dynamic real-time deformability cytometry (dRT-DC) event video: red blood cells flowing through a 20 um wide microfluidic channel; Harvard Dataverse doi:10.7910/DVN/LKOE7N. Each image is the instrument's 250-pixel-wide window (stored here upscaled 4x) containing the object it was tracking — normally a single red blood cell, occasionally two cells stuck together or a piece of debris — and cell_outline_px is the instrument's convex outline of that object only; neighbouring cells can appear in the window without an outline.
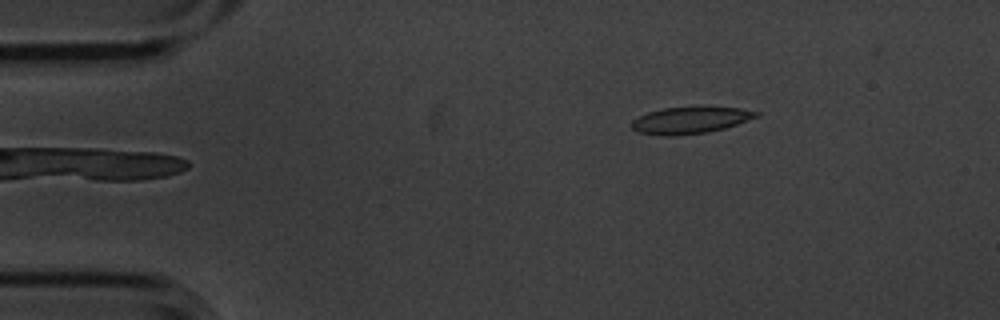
{"species": "common noctule bat (a hibernating species)", "species_latin": "Nyctalus noctula", "temperature_condition": "cold", "stored_images_in_passage": 3, "camera_frame_rate_fps": 3000, "um_per_image_px": 0.085, "animal": {"sex": "male", "body_mass_g": 20.1, "forearm_length_mm": 53.5}, "frame": {"image": 1, "passage_image": 1, "time_ms": 0.0, "image_size_px": [1000, 320], "cell_outline_px": [[760, 116], [724, 128], [708, 132], [672, 136], [664, 136], [636, 132], [632, 128], [632, 120], [648, 112], [664, 108], [740, 108], [760, 112]], "centroid_in_image_um": [58.65, 10.24], "position_along_channel_um": 26.3, "area_um2": 19.02}}
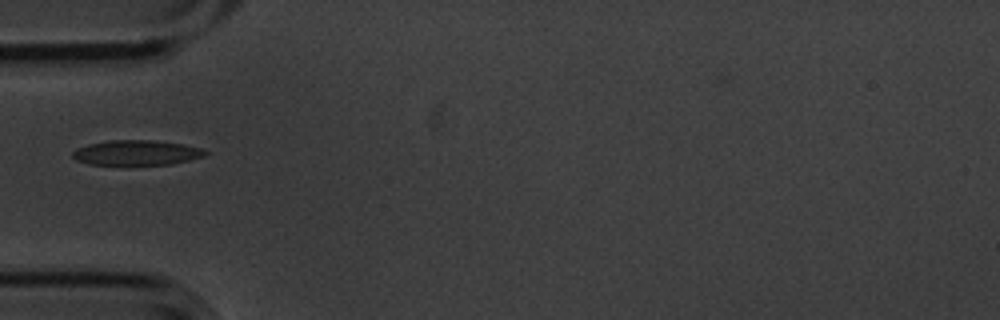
{"frame": {"image": 2, "passage_image": 3, "time_ms": 0.667, "image_size_px": [1000, 320], "cell_outline_px": [[208, 152], [204, 156], [172, 164], [88, 164], [76, 160], [72, 156], [72, 152], [76, 148], [88, 144], [108, 140], [156, 140], [184, 144], [200, 148]], "centroid_in_image_um": [11.58, 12.96], "position_along_channel_um": 73.4, "area_um2": 19.25}}